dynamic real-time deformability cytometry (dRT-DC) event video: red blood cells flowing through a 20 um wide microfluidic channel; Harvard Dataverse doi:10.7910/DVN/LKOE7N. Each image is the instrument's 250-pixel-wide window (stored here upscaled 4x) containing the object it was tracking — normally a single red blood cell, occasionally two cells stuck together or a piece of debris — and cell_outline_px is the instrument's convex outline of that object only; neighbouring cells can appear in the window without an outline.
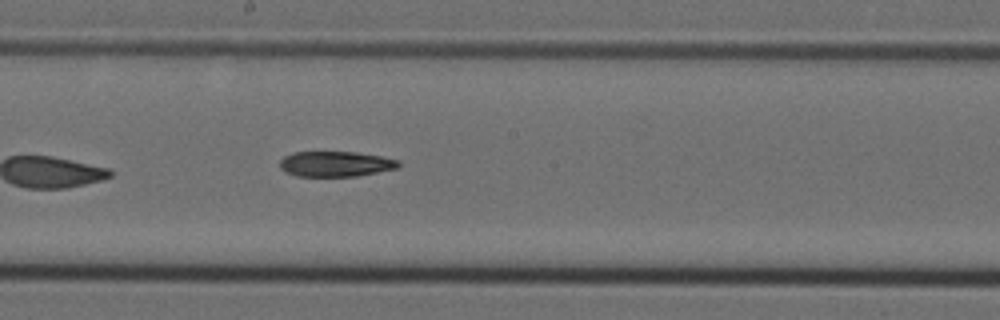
{"species": "Egyptian fruit bat (a non-hibernating species)", "species_latin": "Rousettus aegyptiacus", "temperature_condition": "cold", "stored_images_in_passage": 5, "camera_frame_rate_fps": 3000, "um_per_image_px": 0.085, "animal": {"sex": "female"}, "frame": {"image": 1, "passage_image": 5, "time_ms": 1.333, "image_size_px": [1000, 320], "cell_outline_px": [[400, 164], [396, 168], [356, 176], [296, 176], [284, 172], [280, 168], [280, 160], [284, 156], [292, 152], [356, 152], [380, 156], [400, 160]], "centroid_in_image_um": [28.48, 13.93], "position_along_channel_um": 219.7, "area_um2": 17.51}}